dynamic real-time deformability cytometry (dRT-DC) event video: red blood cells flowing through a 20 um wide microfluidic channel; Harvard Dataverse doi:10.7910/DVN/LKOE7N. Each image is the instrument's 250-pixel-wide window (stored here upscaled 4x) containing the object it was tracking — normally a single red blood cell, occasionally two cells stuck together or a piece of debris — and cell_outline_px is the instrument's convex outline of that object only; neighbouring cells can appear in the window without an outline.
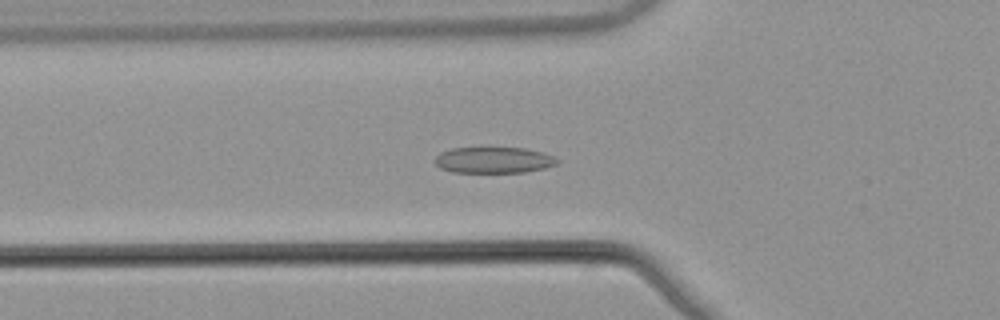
{"species": "common noctule bat (a hibernating species)", "species_latin": "Nyctalus noctula", "temperature_condition": "warm", "stored_images_in_passage": 45, "camera_frame_rate_fps": 3000, "um_per_image_px": 0.085, "animal": {"sex": "male", "body_mass_g": 21.5, "forearm_length_mm": 52.0}, "frame": {"image": 1, "passage_image": 15, "time_ms": 4.667, "image_size_px": [1000, 320], "cell_outline_px": [[560, 160], [556, 164], [544, 168], [524, 172], [452, 172], [440, 168], [436, 164], [436, 156], [440, 152], [452, 148], [524, 148], [540, 152], [552, 156]], "centroid_in_image_um": [41.94, 13.61], "position_along_channel_um": 83.9, "area_um2": 18.38}}
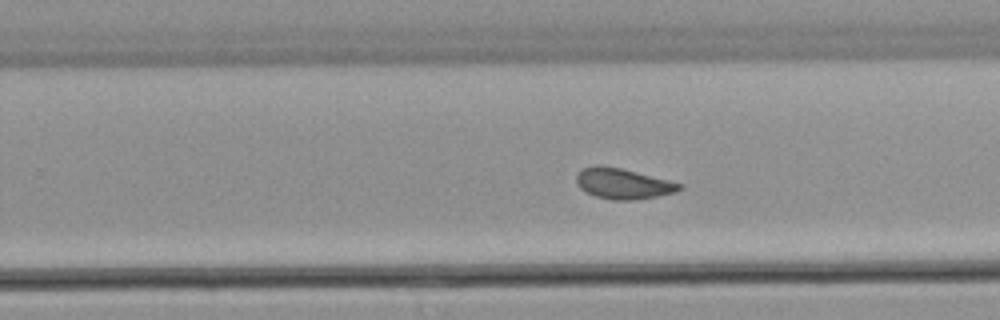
{"frame": {"image": 2, "passage_image": 30, "time_ms": 9.667, "image_size_px": [1000, 320], "cell_outline_px": [[684, 188], [676, 192], [636, 200], [612, 200], [596, 196], [580, 188], [576, 184], [576, 176], [580, 168], [596, 164], [620, 168], [684, 184]], "centroid_in_image_um": [52.94, 15.6], "position_along_channel_um": 276.9, "area_um2": 18.44}}
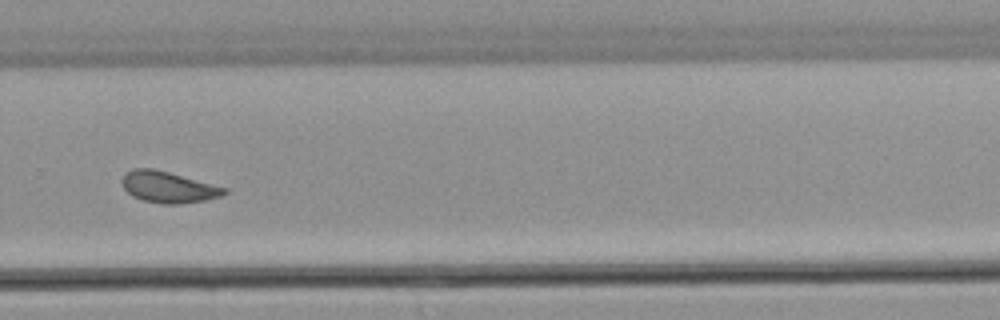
{"frame": {"image": 3, "passage_image": 33, "time_ms": 10.667, "image_size_px": [1000, 320], "cell_outline_px": [[228, 192], [220, 196], [204, 200], [180, 204], [160, 204], [144, 200], [132, 196], [124, 188], [120, 180], [124, 172], [132, 168], [152, 168], [168, 172], [228, 188]], "centroid_in_image_um": [14.26, 15.9], "position_along_channel_um": 315.5, "area_um2": 18.67}, "authors_computed_cell_mechanics": {"area_um2": 18.496, "velocity_mm_per_s": 3.8606, "shape_relaxation_time_tau1_ms": 4.3806, "shape_relaxation_time_tau2_ms": 1.4401, "deformation_change_tau1": 0.1156, "deformation_change_tau2": 0.0766}}